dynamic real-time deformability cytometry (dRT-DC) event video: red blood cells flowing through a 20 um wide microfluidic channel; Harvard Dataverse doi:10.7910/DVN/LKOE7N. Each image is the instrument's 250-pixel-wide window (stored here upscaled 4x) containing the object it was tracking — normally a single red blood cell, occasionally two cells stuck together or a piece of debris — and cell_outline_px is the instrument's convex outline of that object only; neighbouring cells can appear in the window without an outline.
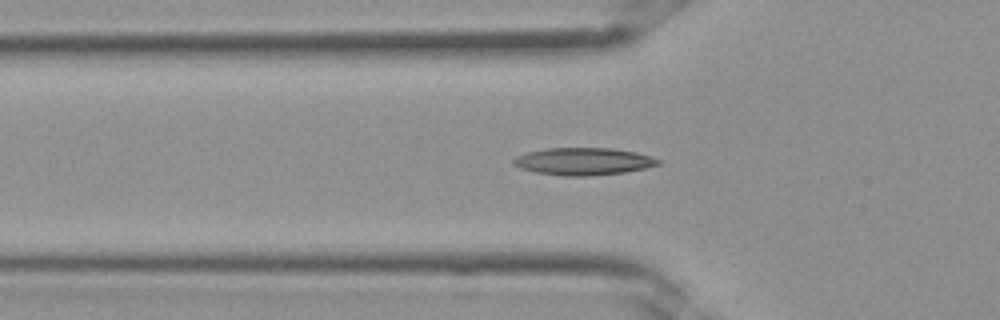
{"species": "Egyptian fruit bat (a non-hibernating species)", "species_latin": "Rousettus aegyptiacus", "temperature_condition": "room temperature", "stored_images_in_passage": 26, "camera_frame_rate_fps": 3000, "um_per_image_px": 0.085, "frame": {"image": 1, "passage_image": 6, "time_ms": 1.667, "image_size_px": [1000, 320], "cell_outline_px": [[664, 160], [660, 164], [644, 168], [624, 172], [592, 176], [564, 176], [536, 172], [520, 168], [512, 164], [512, 160], [516, 156], [528, 152], [544, 148], [612, 148], [636, 152]], "centroid_in_image_um": [49.59, 13.71], "position_along_channel_um": 76.2, "area_um2": 23.18}}
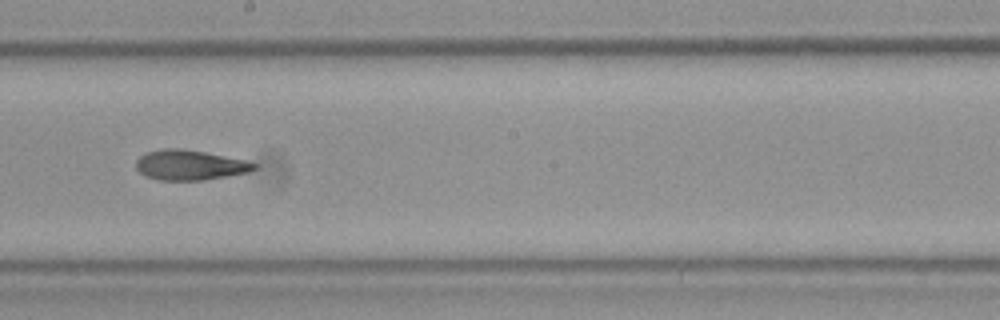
{"frame": {"image": 2, "passage_image": 14, "time_ms": 4.333, "image_size_px": [1000, 320], "cell_outline_px": [[260, 164], [256, 168], [248, 172], [228, 176], [204, 180], [156, 180], [144, 176], [136, 168], [136, 160], [144, 152], [164, 148], [184, 148], [244, 160]], "centroid_in_image_um": [16.1, 14.03], "position_along_channel_um": 232.1, "area_um2": 20.87}}
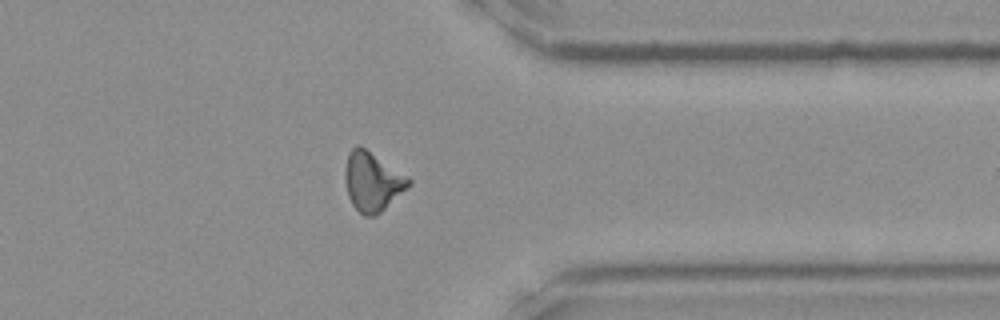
{"frame": {"image": 3, "passage_image": 22, "time_ms": 7.0, "image_size_px": [1000, 320], "cell_outline_px": [[412, 184], [376, 216], [364, 216], [352, 204], [348, 196], [344, 180], [344, 168], [348, 152], [356, 144], [360, 144], [408, 176], [412, 180]], "centroid_in_image_um": [31.64, 15.4], "position_along_channel_um": 379.8, "area_um2": 22.2}}